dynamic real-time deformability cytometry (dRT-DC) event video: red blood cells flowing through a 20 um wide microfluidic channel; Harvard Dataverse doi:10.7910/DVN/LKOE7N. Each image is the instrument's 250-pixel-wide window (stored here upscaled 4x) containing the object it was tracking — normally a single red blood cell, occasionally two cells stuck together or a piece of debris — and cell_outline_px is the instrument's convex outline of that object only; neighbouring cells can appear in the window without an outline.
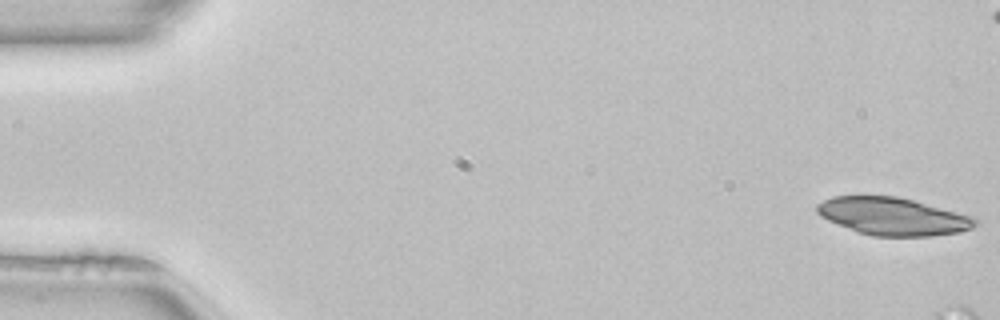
{"species": "common noctule bat (a hibernating species)", "species_latin": "Nyctalus noctula", "temperature_condition": "room temperature", "stored_images_in_passage": 6, "camera_frame_rate_fps": 3000, "um_per_image_px": 0.085, "animal": {"sex": "female", "body_mass_g": 22.7, "forearm_length_mm": 54.2}, "frame": {"image": 1, "passage_image": 1, "time_ms": 0.0, "image_size_px": [1000, 320], "cell_outline_px": [[976, 224], [972, 228], [960, 232], [932, 236], [872, 236], [860, 232], [828, 220], [820, 216], [816, 212], [816, 204], [832, 196], [896, 196], [912, 200], [972, 216], [976, 220]], "centroid_in_image_um": [75.87, 18.39], "position_along_channel_um": 9.1, "area_um2": 34.33}}